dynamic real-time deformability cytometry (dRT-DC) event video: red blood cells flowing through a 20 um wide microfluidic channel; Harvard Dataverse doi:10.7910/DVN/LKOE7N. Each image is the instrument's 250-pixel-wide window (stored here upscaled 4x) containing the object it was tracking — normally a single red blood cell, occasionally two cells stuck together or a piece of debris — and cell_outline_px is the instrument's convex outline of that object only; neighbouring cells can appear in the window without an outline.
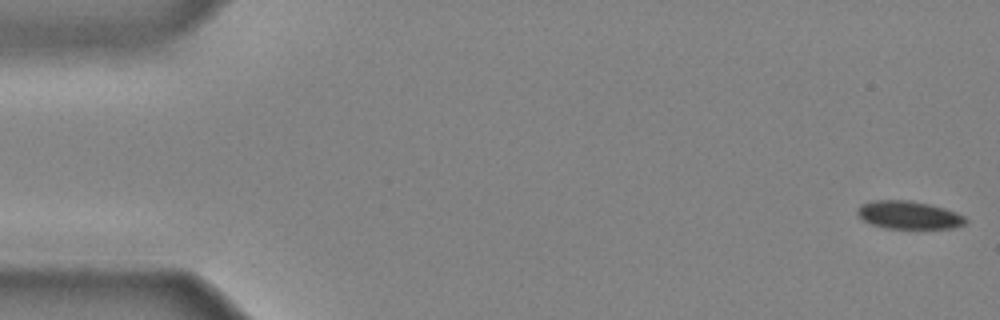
{"species": "common noctule bat (a hibernating species)", "species_latin": "Nyctalus noctula", "temperature_condition": "cold", "stored_images_in_passage": 13, "camera_frame_rate_fps": 3000, "um_per_image_px": 0.085, "animal": {"sex": "male", "body_mass_g": 20.4}, "frame": {"image": 1, "passage_image": 1, "time_ms": 0.0, "image_size_px": [1000, 320], "cell_outline_px": [[968, 220], [964, 224], [952, 228], [884, 228], [872, 224], [864, 220], [856, 212], [860, 204], [872, 200], [908, 200], [928, 204], [944, 208], [956, 212], [964, 216]], "centroid_in_image_um": [77.23, 18.27], "position_along_channel_um": 7.8, "area_um2": 17.51}}